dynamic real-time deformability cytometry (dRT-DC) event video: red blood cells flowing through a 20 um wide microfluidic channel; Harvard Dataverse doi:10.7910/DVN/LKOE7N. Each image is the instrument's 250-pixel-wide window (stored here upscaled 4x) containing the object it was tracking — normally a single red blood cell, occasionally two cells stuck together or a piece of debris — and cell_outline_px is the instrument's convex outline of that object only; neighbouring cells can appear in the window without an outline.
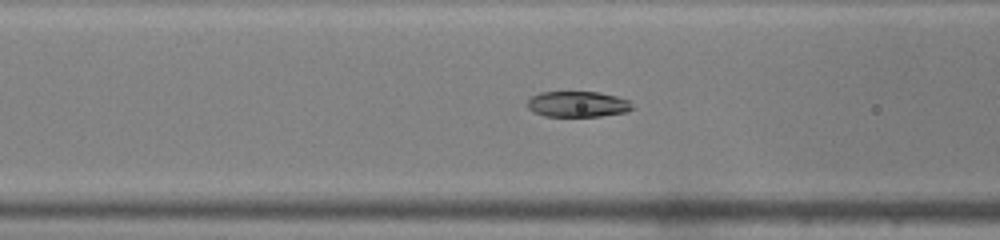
{"species": "common noctule bat (a hibernating species)", "species_latin": "Nyctalus noctula", "temperature_condition": "warm", "stored_images_in_passage": 41, "camera_frame_rate_fps": 3000, "um_per_image_px": 0.085, "animal": {"sex": "male", "body_mass_g": 19.0, "forearm_length_mm": 50.8}, "frame": {"image": 1, "passage_image": 13, "time_ms": 4.0, "image_size_px": [1000, 240], "cell_outline_px": [[632, 108], [624, 112], [600, 116], [544, 116], [528, 108], [528, 100], [532, 96], [540, 92], [600, 92], [616, 96], [628, 100]], "centroid_in_image_um": [49.08, 8.84], "position_along_channel_um": 117.5, "area_um2": 15.49}}
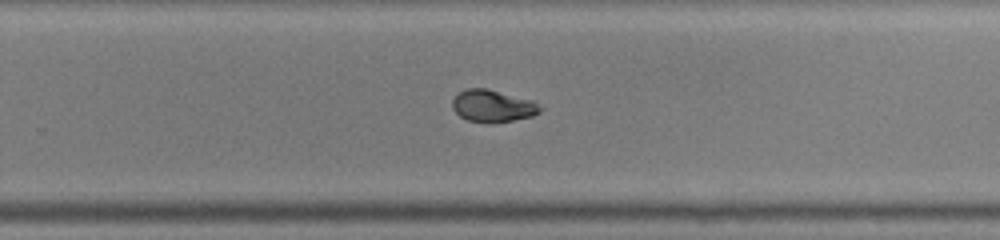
{"frame": {"image": 2, "passage_image": 25, "time_ms": 8.0, "image_size_px": [1000, 240], "cell_outline_px": [[544, 108], [540, 112], [532, 116], [492, 124], [468, 120], [460, 116], [452, 108], [452, 100], [460, 92], [468, 88], [488, 88], [532, 100]], "centroid_in_image_um": [41.9, 9.01], "position_along_channel_um": 287.9, "area_um2": 16.53}}
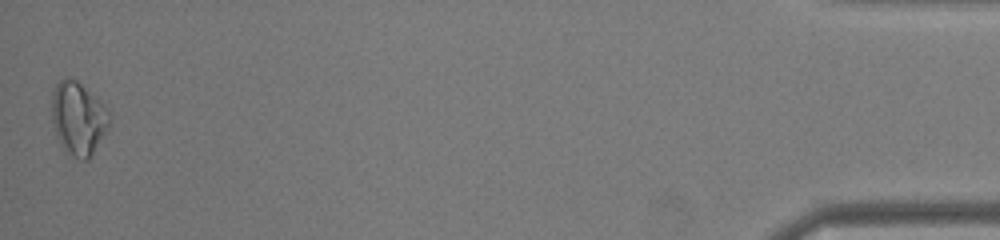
{"frame": {"image": 3, "passage_image": 41, "time_ms": 13.333, "image_size_px": [1000, 240], "cell_outline_px": [[112, 116], [108, 128], [92, 156], [88, 160], [80, 160], [64, 152], [56, 136], [52, 124], [52, 92], [56, 84], [60, 80], [68, 76], [76, 80], [104, 104], [112, 112]], "centroid_in_image_um": [6.66, 10.09], "position_along_channel_um": 428.5, "area_um2": 25.09}, "authors_computed_cell_mechanics": {"area_um2": 16.8198, "velocity_mm_per_s": 4.2765, "shape_relaxation_time_tau1_ms": 7.5254, "shape_relaxation_time_tau2_ms": 1.0761, "deformation_change_tau1": 0.2719, "deformation_change_tau2": 0.0463}}